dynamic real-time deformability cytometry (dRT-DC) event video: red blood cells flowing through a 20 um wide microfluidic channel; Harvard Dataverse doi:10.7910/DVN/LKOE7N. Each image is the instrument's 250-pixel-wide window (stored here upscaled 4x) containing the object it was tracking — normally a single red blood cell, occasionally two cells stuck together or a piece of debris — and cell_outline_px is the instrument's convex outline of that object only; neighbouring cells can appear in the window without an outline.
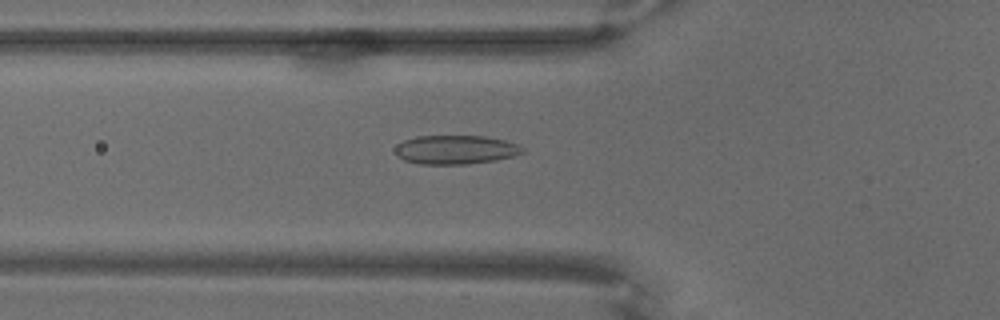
{"species": "common noctule bat (a hibernating species)", "species_latin": "Nyctalus noctula", "temperature_condition": "warm", "stored_images_in_passage": 57, "camera_frame_rate_fps": 3000, "um_per_image_px": 0.085, "animal": {"sex": "male", "body_mass_g": 18.8}, "frame": {"image": 1, "passage_image": 13, "time_ms": 4.0, "image_size_px": [1000, 320], "cell_outline_px": [[524, 152], [512, 156], [496, 160], [468, 164], [420, 164], [404, 160], [396, 152], [396, 144], [404, 140], [416, 136], [484, 136], [504, 140], [520, 144], [524, 148]], "centroid_in_image_um": [38.75, 12.72], "position_along_channel_um": 87.0, "area_um2": 21.44}}
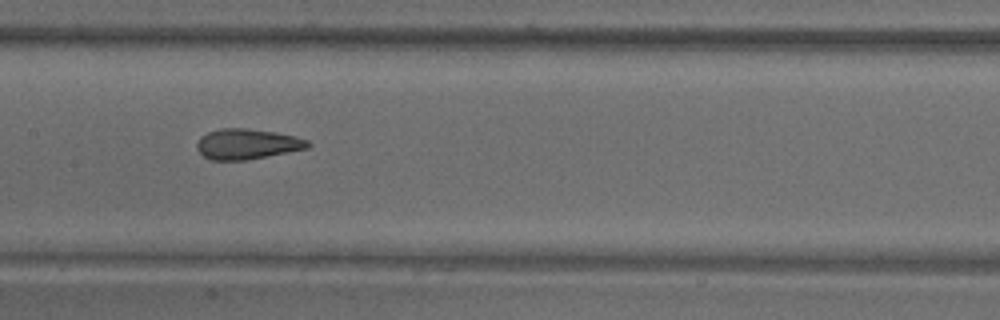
{"frame": {"image": 2, "passage_image": 23, "time_ms": 7.333, "image_size_px": [1000, 320], "cell_outline_px": [[312, 144], [308, 148], [244, 160], [212, 160], [204, 156], [196, 148], [196, 144], [200, 136], [208, 132], [220, 128], [248, 128], [276, 132], [296, 136], [308, 140]], "centroid_in_image_um": [21.0, 12.23], "position_along_channel_um": 186.4, "area_um2": 19.65}}
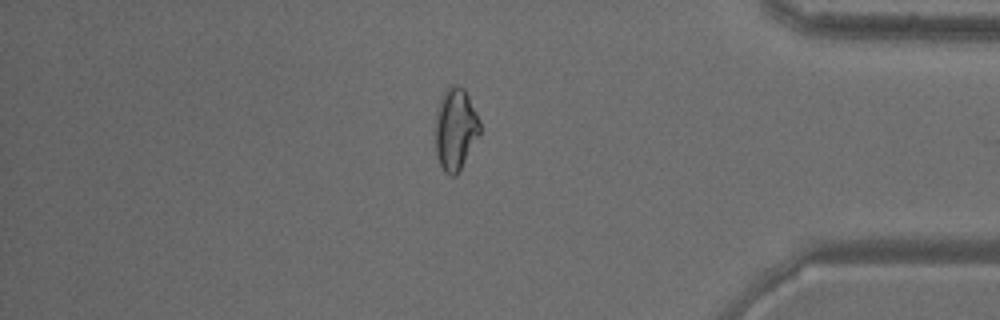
{"frame": {"image": 3, "passage_image": 47, "time_ms": 15.333, "image_size_px": [1000, 320], "cell_outline_px": [[480, 132], [456, 176], [452, 176], [444, 172], [440, 164], [436, 152], [436, 112], [440, 100], [444, 92], [452, 84], [456, 84], [464, 88], [480, 120]], "centroid_in_image_um": [38.71, 10.95], "position_along_channel_um": 396.5, "area_um2": 20.92}}